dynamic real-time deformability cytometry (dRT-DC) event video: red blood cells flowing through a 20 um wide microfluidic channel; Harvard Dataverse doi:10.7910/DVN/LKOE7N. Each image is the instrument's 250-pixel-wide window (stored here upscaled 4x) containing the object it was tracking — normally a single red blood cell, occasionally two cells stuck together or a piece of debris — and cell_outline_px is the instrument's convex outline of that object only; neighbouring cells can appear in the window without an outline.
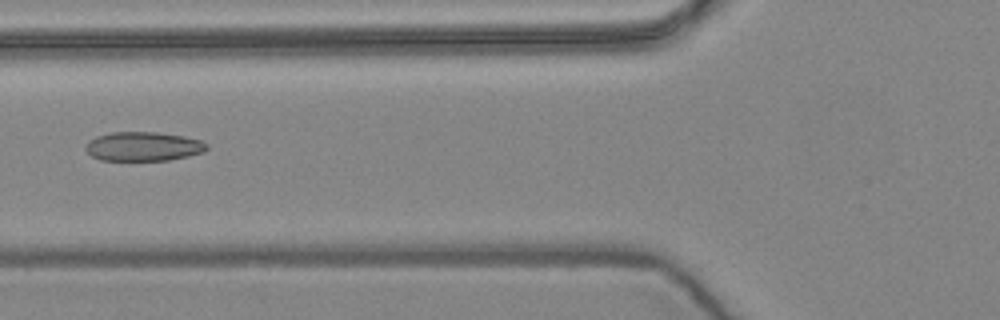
{"species": "common noctule bat (a hibernating species)", "species_latin": "Nyctalus noctula", "temperature_condition": "warm", "stored_images_in_passage": 9, "camera_frame_rate_fps": 3000, "um_per_image_px": 0.085, "animal": {"sex": "female", "body_mass_g": 24.6, "forearm_length_mm": 56.2}, "frame": {"image": 1, "passage_image": 6, "time_ms": 1.667, "image_size_px": [1000, 320], "cell_outline_px": [[208, 148], [204, 152], [188, 156], [168, 160], [100, 160], [92, 156], [84, 148], [88, 140], [96, 136], [112, 132], [156, 132], [184, 136], [200, 140], [208, 144]], "centroid_in_image_um": [12.17, 12.44], "position_along_channel_um": 113.6, "area_um2": 20.63}}
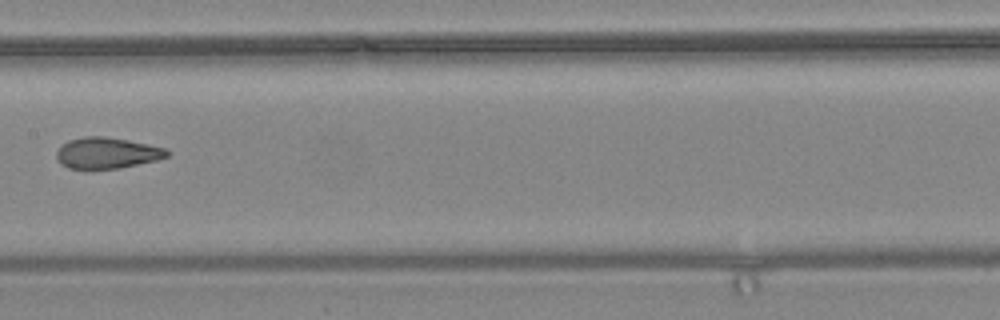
{"frame": {"image": 2, "passage_image": 8, "time_ms": 2.333, "image_size_px": [1000, 320], "cell_outline_px": [[168, 156], [156, 160], [120, 168], [68, 168], [60, 164], [56, 156], [56, 152], [68, 140], [84, 136], [104, 136], [128, 140], [148, 144], [164, 148], [168, 152]], "centroid_in_image_um": [9.07, 12.99], "position_along_channel_um": 198.3, "area_um2": 19.77}}
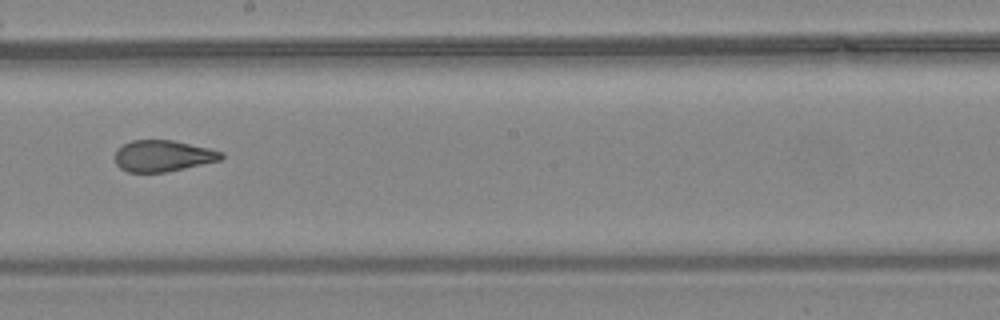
{"frame": {"image": 3, "passage_image": 9, "time_ms": 2.667, "image_size_px": [1000, 320], "cell_outline_px": [[224, 156], [220, 160], [168, 172], [128, 172], [120, 168], [116, 164], [116, 152], [124, 144], [132, 140], [172, 140], [208, 148], [224, 152]], "centroid_in_image_um": [13.86, 13.26], "position_along_channel_um": 234.3, "area_um2": 19.25}}